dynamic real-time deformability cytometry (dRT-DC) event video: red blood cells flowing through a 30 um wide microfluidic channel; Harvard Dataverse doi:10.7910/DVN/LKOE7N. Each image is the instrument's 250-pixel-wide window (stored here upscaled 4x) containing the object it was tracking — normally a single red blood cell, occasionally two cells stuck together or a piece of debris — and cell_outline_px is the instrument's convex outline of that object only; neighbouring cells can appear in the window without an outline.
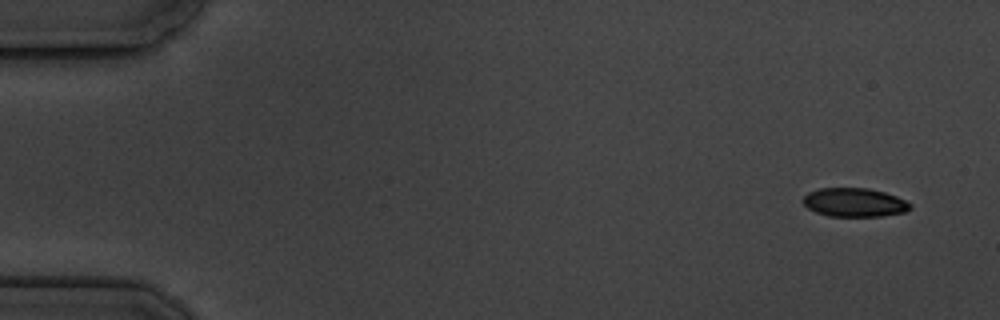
{"species": "common noctule bat (a hibernating species)", "species_latin": "Nyctalus noctula", "temperature_condition": "cold", "stored_images_in_passage": 5, "camera_frame_rate_fps": 3000, "um_per_image_px": 0.085, "animal": {"sex": "male", "body_mass_g": 19.5, "forearm_length_mm": 54.6}, "frame": {"image": 1, "passage_image": 1, "time_ms": 0.0, "image_size_px": [1000, 320], "cell_outline_px": [[912, 208], [904, 212], [884, 216], [828, 216], [816, 212], [808, 208], [804, 204], [804, 196], [808, 192], [820, 188], [868, 188], [884, 192], [896, 196], [912, 204]], "centroid_in_image_um": [72.64, 17.21], "position_along_channel_um": 12.4, "area_um2": 17.92}}
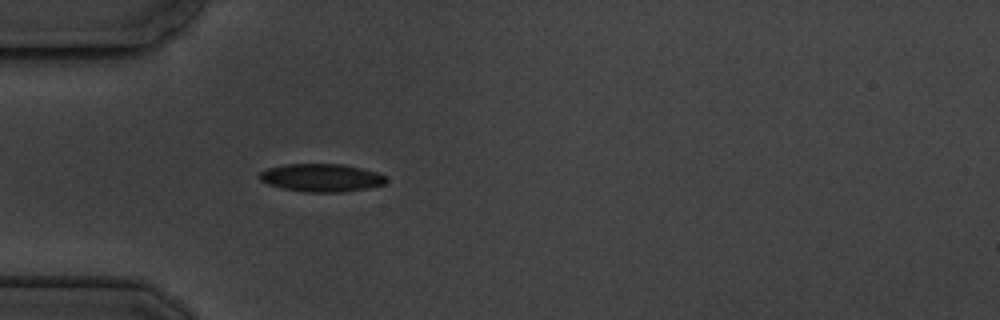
{"frame": {"image": 2, "passage_image": 5, "time_ms": 4.667, "image_size_px": [1000, 320], "cell_outline_px": [[388, 180], [384, 184], [368, 188], [340, 192], [304, 192], [284, 188], [268, 184], [260, 180], [256, 176], [260, 172], [268, 168], [284, 164], [344, 164], [376, 172], [384, 176]], "centroid_in_image_um": [27.29, 15.1], "position_along_channel_um": 57.7, "area_um2": 20.58}}